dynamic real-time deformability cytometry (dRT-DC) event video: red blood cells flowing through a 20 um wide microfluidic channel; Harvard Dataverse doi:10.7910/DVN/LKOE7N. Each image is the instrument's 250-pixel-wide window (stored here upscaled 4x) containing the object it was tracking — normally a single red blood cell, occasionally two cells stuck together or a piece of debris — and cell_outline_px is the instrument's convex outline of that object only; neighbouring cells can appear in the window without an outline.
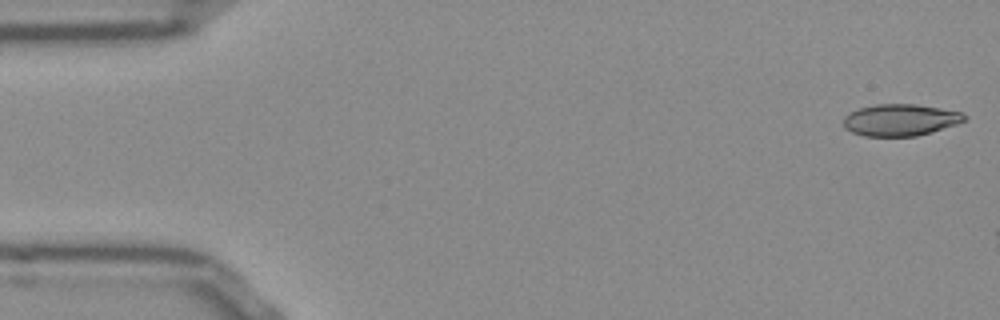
{"species": "Egyptian fruit bat (a non-hibernating species)", "species_latin": "Rousettus aegyptiacus", "temperature_condition": "room temperature", "stored_images_in_passage": 7, "camera_frame_rate_fps": 3000, "um_per_image_px": 0.085, "frame": {"image": 1, "passage_image": 1, "time_ms": 0.0, "image_size_px": [1000, 320], "cell_outline_px": [[968, 120], [932, 132], [916, 136], [864, 136], [852, 132], [844, 128], [844, 116], [848, 112], [860, 108], [876, 104], [916, 104], [940, 108], [960, 112], [968, 116]], "centroid_in_image_um": [76.53, 10.19], "position_along_channel_um": 8.5, "area_um2": 22.48}}